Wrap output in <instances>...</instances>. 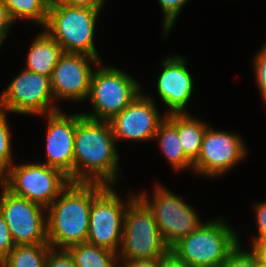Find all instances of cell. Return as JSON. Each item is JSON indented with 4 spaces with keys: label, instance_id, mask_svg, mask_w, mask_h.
I'll return each mask as SVG.
<instances>
[{
    "label": "cell",
    "instance_id": "cell-1",
    "mask_svg": "<svg viewBox=\"0 0 266 267\" xmlns=\"http://www.w3.org/2000/svg\"><path fill=\"white\" fill-rule=\"evenodd\" d=\"M109 121L77 113L74 138V182L115 186L119 174V154Z\"/></svg>",
    "mask_w": 266,
    "mask_h": 267
},
{
    "label": "cell",
    "instance_id": "cell-2",
    "mask_svg": "<svg viewBox=\"0 0 266 267\" xmlns=\"http://www.w3.org/2000/svg\"><path fill=\"white\" fill-rule=\"evenodd\" d=\"M106 187L101 183L71 182L46 208L47 239L53 249L87 242L92 201Z\"/></svg>",
    "mask_w": 266,
    "mask_h": 267
},
{
    "label": "cell",
    "instance_id": "cell-3",
    "mask_svg": "<svg viewBox=\"0 0 266 267\" xmlns=\"http://www.w3.org/2000/svg\"><path fill=\"white\" fill-rule=\"evenodd\" d=\"M223 217L203 222L170 250L190 267H221L240 243L239 236Z\"/></svg>",
    "mask_w": 266,
    "mask_h": 267
},
{
    "label": "cell",
    "instance_id": "cell-4",
    "mask_svg": "<svg viewBox=\"0 0 266 267\" xmlns=\"http://www.w3.org/2000/svg\"><path fill=\"white\" fill-rule=\"evenodd\" d=\"M101 9L67 6L52 0L45 31L64 53H83L101 59L94 44V31Z\"/></svg>",
    "mask_w": 266,
    "mask_h": 267
},
{
    "label": "cell",
    "instance_id": "cell-5",
    "mask_svg": "<svg viewBox=\"0 0 266 267\" xmlns=\"http://www.w3.org/2000/svg\"><path fill=\"white\" fill-rule=\"evenodd\" d=\"M169 251L152 210L136 195L124 215L119 260L160 258Z\"/></svg>",
    "mask_w": 266,
    "mask_h": 267
},
{
    "label": "cell",
    "instance_id": "cell-6",
    "mask_svg": "<svg viewBox=\"0 0 266 267\" xmlns=\"http://www.w3.org/2000/svg\"><path fill=\"white\" fill-rule=\"evenodd\" d=\"M101 64L102 62L93 71L91 78L88 98L93 111L82 115L110 121L141 93L142 86L126 72L112 66L103 67Z\"/></svg>",
    "mask_w": 266,
    "mask_h": 267
},
{
    "label": "cell",
    "instance_id": "cell-7",
    "mask_svg": "<svg viewBox=\"0 0 266 267\" xmlns=\"http://www.w3.org/2000/svg\"><path fill=\"white\" fill-rule=\"evenodd\" d=\"M70 183L62 171L40 161L12 164L6 171L8 191L46 208Z\"/></svg>",
    "mask_w": 266,
    "mask_h": 267
},
{
    "label": "cell",
    "instance_id": "cell-8",
    "mask_svg": "<svg viewBox=\"0 0 266 267\" xmlns=\"http://www.w3.org/2000/svg\"><path fill=\"white\" fill-rule=\"evenodd\" d=\"M159 184H155L152 196H147L146 192L138 196L152 210L159 231L165 243L171 248L180 239L195 231L203 222L194 207Z\"/></svg>",
    "mask_w": 266,
    "mask_h": 267
},
{
    "label": "cell",
    "instance_id": "cell-9",
    "mask_svg": "<svg viewBox=\"0 0 266 267\" xmlns=\"http://www.w3.org/2000/svg\"><path fill=\"white\" fill-rule=\"evenodd\" d=\"M55 102L50 77L25 68L0 94V110L16 114L44 117L59 110Z\"/></svg>",
    "mask_w": 266,
    "mask_h": 267
},
{
    "label": "cell",
    "instance_id": "cell-10",
    "mask_svg": "<svg viewBox=\"0 0 266 267\" xmlns=\"http://www.w3.org/2000/svg\"><path fill=\"white\" fill-rule=\"evenodd\" d=\"M113 187L107 186L92 201L87 243L118 253L127 205L136 195L128 196L125 203Z\"/></svg>",
    "mask_w": 266,
    "mask_h": 267
},
{
    "label": "cell",
    "instance_id": "cell-11",
    "mask_svg": "<svg viewBox=\"0 0 266 267\" xmlns=\"http://www.w3.org/2000/svg\"><path fill=\"white\" fill-rule=\"evenodd\" d=\"M0 194V213L15 245L48 243L46 207L6 188ZM44 211V212H43Z\"/></svg>",
    "mask_w": 266,
    "mask_h": 267
},
{
    "label": "cell",
    "instance_id": "cell-12",
    "mask_svg": "<svg viewBox=\"0 0 266 267\" xmlns=\"http://www.w3.org/2000/svg\"><path fill=\"white\" fill-rule=\"evenodd\" d=\"M243 141L239 134L214 130L208 126L203 135L199 157L193 163V172L212 178L222 176L247 155Z\"/></svg>",
    "mask_w": 266,
    "mask_h": 267
},
{
    "label": "cell",
    "instance_id": "cell-13",
    "mask_svg": "<svg viewBox=\"0 0 266 267\" xmlns=\"http://www.w3.org/2000/svg\"><path fill=\"white\" fill-rule=\"evenodd\" d=\"M101 59L83 53H63L50 77L55 101H83L90 93L93 69ZM92 65H91V64Z\"/></svg>",
    "mask_w": 266,
    "mask_h": 267
},
{
    "label": "cell",
    "instance_id": "cell-14",
    "mask_svg": "<svg viewBox=\"0 0 266 267\" xmlns=\"http://www.w3.org/2000/svg\"><path fill=\"white\" fill-rule=\"evenodd\" d=\"M166 115H159L151 96L140 93L127 107L110 121L116 144L118 140L148 141L155 139L159 125Z\"/></svg>",
    "mask_w": 266,
    "mask_h": 267
},
{
    "label": "cell",
    "instance_id": "cell-15",
    "mask_svg": "<svg viewBox=\"0 0 266 267\" xmlns=\"http://www.w3.org/2000/svg\"><path fill=\"white\" fill-rule=\"evenodd\" d=\"M46 133L45 164L62 171L74 182V138L77 113L67 115L61 110L45 114Z\"/></svg>",
    "mask_w": 266,
    "mask_h": 267
},
{
    "label": "cell",
    "instance_id": "cell-16",
    "mask_svg": "<svg viewBox=\"0 0 266 267\" xmlns=\"http://www.w3.org/2000/svg\"><path fill=\"white\" fill-rule=\"evenodd\" d=\"M185 58L179 54L162 60L157 79V93L168 110L164 115L188 113L185 110L194 90L193 79Z\"/></svg>",
    "mask_w": 266,
    "mask_h": 267
},
{
    "label": "cell",
    "instance_id": "cell-17",
    "mask_svg": "<svg viewBox=\"0 0 266 267\" xmlns=\"http://www.w3.org/2000/svg\"><path fill=\"white\" fill-rule=\"evenodd\" d=\"M30 45L25 69L51 77L60 56L64 53L61 45L44 30Z\"/></svg>",
    "mask_w": 266,
    "mask_h": 267
},
{
    "label": "cell",
    "instance_id": "cell-18",
    "mask_svg": "<svg viewBox=\"0 0 266 267\" xmlns=\"http://www.w3.org/2000/svg\"><path fill=\"white\" fill-rule=\"evenodd\" d=\"M166 119L177 129L185 155L194 163L201 150L203 135L208 127L191 114H168Z\"/></svg>",
    "mask_w": 266,
    "mask_h": 267
},
{
    "label": "cell",
    "instance_id": "cell-19",
    "mask_svg": "<svg viewBox=\"0 0 266 267\" xmlns=\"http://www.w3.org/2000/svg\"><path fill=\"white\" fill-rule=\"evenodd\" d=\"M155 140H158L160 151H162L175 171L178 172L188 168H192L191 170L193 171V162L183 151L178 131L167 119L159 125Z\"/></svg>",
    "mask_w": 266,
    "mask_h": 267
},
{
    "label": "cell",
    "instance_id": "cell-20",
    "mask_svg": "<svg viewBox=\"0 0 266 267\" xmlns=\"http://www.w3.org/2000/svg\"><path fill=\"white\" fill-rule=\"evenodd\" d=\"M76 267H119L118 253L89 243H80L66 249Z\"/></svg>",
    "mask_w": 266,
    "mask_h": 267
},
{
    "label": "cell",
    "instance_id": "cell-21",
    "mask_svg": "<svg viewBox=\"0 0 266 267\" xmlns=\"http://www.w3.org/2000/svg\"><path fill=\"white\" fill-rule=\"evenodd\" d=\"M51 248L49 243L15 245L2 261L9 267H44Z\"/></svg>",
    "mask_w": 266,
    "mask_h": 267
},
{
    "label": "cell",
    "instance_id": "cell-22",
    "mask_svg": "<svg viewBox=\"0 0 266 267\" xmlns=\"http://www.w3.org/2000/svg\"><path fill=\"white\" fill-rule=\"evenodd\" d=\"M9 15L15 23L18 19H27L45 26L51 0H4Z\"/></svg>",
    "mask_w": 266,
    "mask_h": 267
},
{
    "label": "cell",
    "instance_id": "cell-23",
    "mask_svg": "<svg viewBox=\"0 0 266 267\" xmlns=\"http://www.w3.org/2000/svg\"><path fill=\"white\" fill-rule=\"evenodd\" d=\"M7 112L0 110V169L5 172L12 166V147L10 124Z\"/></svg>",
    "mask_w": 266,
    "mask_h": 267
},
{
    "label": "cell",
    "instance_id": "cell-24",
    "mask_svg": "<svg viewBox=\"0 0 266 267\" xmlns=\"http://www.w3.org/2000/svg\"><path fill=\"white\" fill-rule=\"evenodd\" d=\"M250 249V251L242 250L239 243L227 256L222 267H260L258 254L252 247Z\"/></svg>",
    "mask_w": 266,
    "mask_h": 267
},
{
    "label": "cell",
    "instance_id": "cell-25",
    "mask_svg": "<svg viewBox=\"0 0 266 267\" xmlns=\"http://www.w3.org/2000/svg\"><path fill=\"white\" fill-rule=\"evenodd\" d=\"M163 13V32L164 36H168V32L172 30L182 7L189 2V0H158Z\"/></svg>",
    "mask_w": 266,
    "mask_h": 267
},
{
    "label": "cell",
    "instance_id": "cell-26",
    "mask_svg": "<svg viewBox=\"0 0 266 267\" xmlns=\"http://www.w3.org/2000/svg\"><path fill=\"white\" fill-rule=\"evenodd\" d=\"M253 66L256 79L255 82L260 91L259 93H261V96L263 97V102L266 105V43L254 57Z\"/></svg>",
    "mask_w": 266,
    "mask_h": 267
},
{
    "label": "cell",
    "instance_id": "cell-27",
    "mask_svg": "<svg viewBox=\"0 0 266 267\" xmlns=\"http://www.w3.org/2000/svg\"><path fill=\"white\" fill-rule=\"evenodd\" d=\"M44 267H76V264L66 249L51 248Z\"/></svg>",
    "mask_w": 266,
    "mask_h": 267
},
{
    "label": "cell",
    "instance_id": "cell-28",
    "mask_svg": "<svg viewBox=\"0 0 266 267\" xmlns=\"http://www.w3.org/2000/svg\"><path fill=\"white\" fill-rule=\"evenodd\" d=\"M256 215V227L258 228V234L252 239V247L258 242L266 240V200L258 202L254 205Z\"/></svg>",
    "mask_w": 266,
    "mask_h": 267
},
{
    "label": "cell",
    "instance_id": "cell-29",
    "mask_svg": "<svg viewBox=\"0 0 266 267\" xmlns=\"http://www.w3.org/2000/svg\"><path fill=\"white\" fill-rule=\"evenodd\" d=\"M15 246L10 230L0 213V261H2Z\"/></svg>",
    "mask_w": 266,
    "mask_h": 267
},
{
    "label": "cell",
    "instance_id": "cell-30",
    "mask_svg": "<svg viewBox=\"0 0 266 267\" xmlns=\"http://www.w3.org/2000/svg\"><path fill=\"white\" fill-rule=\"evenodd\" d=\"M13 20L9 15L4 0H0V41L3 43L8 36L10 27L13 26Z\"/></svg>",
    "mask_w": 266,
    "mask_h": 267
},
{
    "label": "cell",
    "instance_id": "cell-31",
    "mask_svg": "<svg viewBox=\"0 0 266 267\" xmlns=\"http://www.w3.org/2000/svg\"><path fill=\"white\" fill-rule=\"evenodd\" d=\"M159 267H190L186 262L178 258L171 250L159 258Z\"/></svg>",
    "mask_w": 266,
    "mask_h": 267
},
{
    "label": "cell",
    "instance_id": "cell-32",
    "mask_svg": "<svg viewBox=\"0 0 266 267\" xmlns=\"http://www.w3.org/2000/svg\"><path fill=\"white\" fill-rule=\"evenodd\" d=\"M119 267H159V258L119 260ZM121 265V266H120Z\"/></svg>",
    "mask_w": 266,
    "mask_h": 267
},
{
    "label": "cell",
    "instance_id": "cell-33",
    "mask_svg": "<svg viewBox=\"0 0 266 267\" xmlns=\"http://www.w3.org/2000/svg\"><path fill=\"white\" fill-rule=\"evenodd\" d=\"M60 4L67 6H78V7H91L102 9L105 0H56Z\"/></svg>",
    "mask_w": 266,
    "mask_h": 267
},
{
    "label": "cell",
    "instance_id": "cell-34",
    "mask_svg": "<svg viewBox=\"0 0 266 267\" xmlns=\"http://www.w3.org/2000/svg\"><path fill=\"white\" fill-rule=\"evenodd\" d=\"M258 254L262 267H266V240L258 242L252 247Z\"/></svg>",
    "mask_w": 266,
    "mask_h": 267
},
{
    "label": "cell",
    "instance_id": "cell-35",
    "mask_svg": "<svg viewBox=\"0 0 266 267\" xmlns=\"http://www.w3.org/2000/svg\"><path fill=\"white\" fill-rule=\"evenodd\" d=\"M0 186L2 189L6 188V172L0 169Z\"/></svg>",
    "mask_w": 266,
    "mask_h": 267
},
{
    "label": "cell",
    "instance_id": "cell-36",
    "mask_svg": "<svg viewBox=\"0 0 266 267\" xmlns=\"http://www.w3.org/2000/svg\"><path fill=\"white\" fill-rule=\"evenodd\" d=\"M0 267H9L6 263H4L3 261H0Z\"/></svg>",
    "mask_w": 266,
    "mask_h": 267
}]
</instances>
